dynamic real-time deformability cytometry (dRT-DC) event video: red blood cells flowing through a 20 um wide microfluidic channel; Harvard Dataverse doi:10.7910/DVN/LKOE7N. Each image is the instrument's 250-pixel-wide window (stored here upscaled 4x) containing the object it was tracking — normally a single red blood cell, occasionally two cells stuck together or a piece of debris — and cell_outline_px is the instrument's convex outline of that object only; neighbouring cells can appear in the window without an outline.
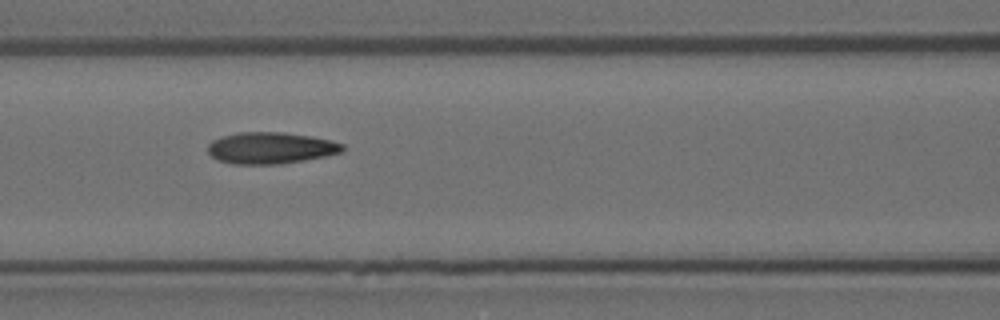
{"species": "Egyptian fruit bat (a non-hibernating species)", "species_latin": "Rousettus aegyptiacus", "temperature_condition": "room temperature", "stored_images_in_passage": 10, "camera_frame_rate_fps": 3000, "um_per_image_px": 0.085, "animal": {"sex": "female"}, "frame": {"image": 1, "passage_image": 7, "time_ms": 2.0, "image_size_px": [1000, 320], "cell_outline_px": [[344, 152], [304, 160], [280, 164], [232, 164], [220, 160], [212, 156], [208, 152], [208, 144], [212, 140], [220, 136], [236, 132], [284, 132], [312, 136], [332, 140], [344, 144]], "centroid_in_image_um": [23.02, 12.56], "position_along_channel_um": 143.6, "area_um2": 24.97}}
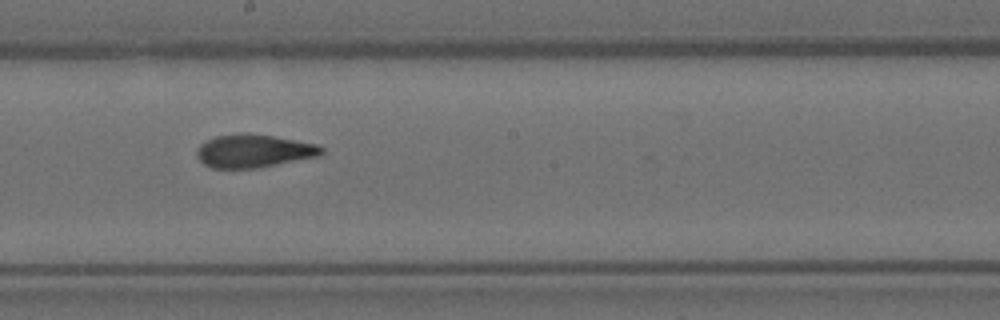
{"frame": {"image": 2, "passage_image": 9, "time_ms": 2.667, "image_size_px": [1000, 320], "cell_outline_px": [[324, 152], [320, 156], [256, 168], [212, 168], [204, 164], [196, 156], [196, 152], [200, 144], [216, 136], [240, 132], [248, 132], [272, 136], [316, 144], [324, 148]], "centroid_in_image_um": [21.56, 12.82], "position_along_channel_um": 226.6, "area_um2": 24.1}}
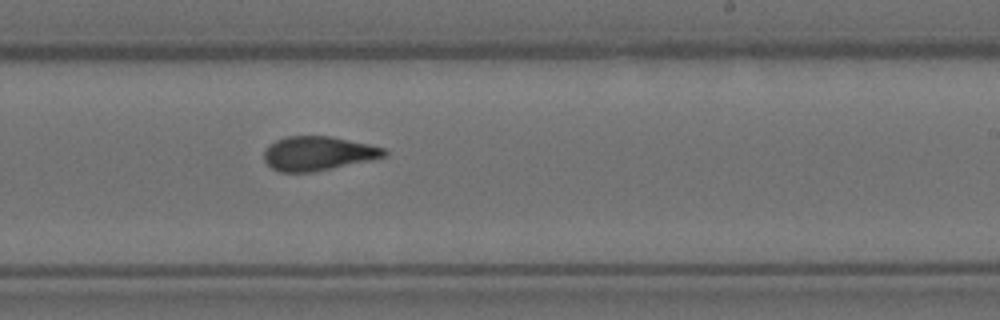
{"frame": {"image": 3, "passage_image": 10, "time_ms": 3.0, "image_size_px": [1000, 320], "cell_outline_px": [[388, 156], [372, 160], [312, 172], [280, 172], [272, 168], [264, 160], [264, 152], [276, 140], [288, 136], [332, 136], [368, 144], [384, 148], [388, 152]], "centroid_in_image_um": [27.07, 13.04], "position_along_channel_um": 261.9, "area_um2": 23.81}}